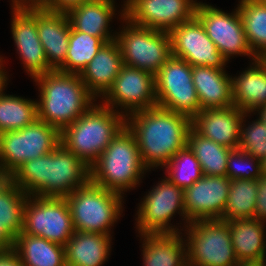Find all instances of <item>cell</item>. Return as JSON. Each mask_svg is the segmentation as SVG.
Masks as SVG:
<instances>
[{
	"instance_id": "d6a6232c",
	"label": "cell",
	"mask_w": 266,
	"mask_h": 266,
	"mask_svg": "<svg viewBox=\"0 0 266 266\" xmlns=\"http://www.w3.org/2000/svg\"><path fill=\"white\" fill-rule=\"evenodd\" d=\"M257 180L233 179L220 220L252 219L256 208Z\"/></svg>"
},
{
	"instance_id": "bcb514c9",
	"label": "cell",
	"mask_w": 266,
	"mask_h": 266,
	"mask_svg": "<svg viewBox=\"0 0 266 266\" xmlns=\"http://www.w3.org/2000/svg\"><path fill=\"white\" fill-rule=\"evenodd\" d=\"M261 173L266 176V157L261 160Z\"/></svg>"
},
{
	"instance_id": "9a60e30c",
	"label": "cell",
	"mask_w": 266,
	"mask_h": 266,
	"mask_svg": "<svg viewBox=\"0 0 266 266\" xmlns=\"http://www.w3.org/2000/svg\"><path fill=\"white\" fill-rule=\"evenodd\" d=\"M125 17L135 25L170 32L195 17L197 6L190 0H126Z\"/></svg>"
},
{
	"instance_id": "5bb4252c",
	"label": "cell",
	"mask_w": 266,
	"mask_h": 266,
	"mask_svg": "<svg viewBox=\"0 0 266 266\" xmlns=\"http://www.w3.org/2000/svg\"><path fill=\"white\" fill-rule=\"evenodd\" d=\"M104 106L117 110L118 106L126 112L125 116L140 110L157 106L155 75L123 65L112 87L102 97ZM116 107V109H114Z\"/></svg>"
},
{
	"instance_id": "e575fe53",
	"label": "cell",
	"mask_w": 266,
	"mask_h": 266,
	"mask_svg": "<svg viewBox=\"0 0 266 266\" xmlns=\"http://www.w3.org/2000/svg\"><path fill=\"white\" fill-rule=\"evenodd\" d=\"M164 167L167 169V179L182 190L187 189L203 176L199 161L187 145L179 150Z\"/></svg>"
},
{
	"instance_id": "d4e9b609",
	"label": "cell",
	"mask_w": 266,
	"mask_h": 266,
	"mask_svg": "<svg viewBox=\"0 0 266 266\" xmlns=\"http://www.w3.org/2000/svg\"><path fill=\"white\" fill-rule=\"evenodd\" d=\"M228 223L234 253L239 263L266 261L264 222L252 218L234 219Z\"/></svg>"
},
{
	"instance_id": "c3c4849f",
	"label": "cell",
	"mask_w": 266,
	"mask_h": 266,
	"mask_svg": "<svg viewBox=\"0 0 266 266\" xmlns=\"http://www.w3.org/2000/svg\"><path fill=\"white\" fill-rule=\"evenodd\" d=\"M12 10H16V9H20V8H23L19 3H18V1L17 0H12Z\"/></svg>"
},
{
	"instance_id": "7bdbcfd3",
	"label": "cell",
	"mask_w": 266,
	"mask_h": 266,
	"mask_svg": "<svg viewBox=\"0 0 266 266\" xmlns=\"http://www.w3.org/2000/svg\"><path fill=\"white\" fill-rule=\"evenodd\" d=\"M259 114V118L265 123L266 125V105L261 106L259 109H257Z\"/></svg>"
},
{
	"instance_id": "ba28073f",
	"label": "cell",
	"mask_w": 266,
	"mask_h": 266,
	"mask_svg": "<svg viewBox=\"0 0 266 266\" xmlns=\"http://www.w3.org/2000/svg\"><path fill=\"white\" fill-rule=\"evenodd\" d=\"M188 266H238L229 223L220 219L192 221L186 226Z\"/></svg>"
},
{
	"instance_id": "8fae6325",
	"label": "cell",
	"mask_w": 266,
	"mask_h": 266,
	"mask_svg": "<svg viewBox=\"0 0 266 266\" xmlns=\"http://www.w3.org/2000/svg\"><path fill=\"white\" fill-rule=\"evenodd\" d=\"M157 106L184 114L190 119L201 110L192 81V66L171 56L155 74Z\"/></svg>"
},
{
	"instance_id": "1f68e13d",
	"label": "cell",
	"mask_w": 266,
	"mask_h": 266,
	"mask_svg": "<svg viewBox=\"0 0 266 266\" xmlns=\"http://www.w3.org/2000/svg\"><path fill=\"white\" fill-rule=\"evenodd\" d=\"M0 92V133L20 130L38 119L37 101Z\"/></svg>"
},
{
	"instance_id": "f1b7e54d",
	"label": "cell",
	"mask_w": 266,
	"mask_h": 266,
	"mask_svg": "<svg viewBox=\"0 0 266 266\" xmlns=\"http://www.w3.org/2000/svg\"><path fill=\"white\" fill-rule=\"evenodd\" d=\"M13 251L23 266H65V247L42 237L21 232Z\"/></svg>"
},
{
	"instance_id": "7402d4cb",
	"label": "cell",
	"mask_w": 266,
	"mask_h": 266,
	"mask_svg": "<svg viewBox=\"0 0 266 266\" xmlns=\"http://www.w3.org/2000/svg\"><path fill=\"white\" fill-rule=\"evenodd\" d=\"M231 78L224 69L192 67V81L201 110L229 108L234 105Z\"/></svg>"
},
{
	"instance_id": "74e56055",
	"label": "cell",
	"mask_w": 266,
	"mask_h": 266,
	"mask_svg": "<svg viewBox=\"0 0 266 266\" xmlns=\"http://www.w3.org/2000/svg\"><path fill=\"white\" fill-rule=\"evenodd\" d=\"M254 218L259 221H266V176L257 179V199Z\"/></svg>"
},
{
	"instance_id": "7c38bea8",
	"label": "cell",
	"mask_w": 266,
	"mask_h": 266,
	"mask_svg": "<svg viewBox=\"0 0 266 266\" xmlns=\"http://www.w3.org/2000/svg\"><path fill=\"white\" fill-rule=\"evenodd\" d=\"M144 197L138 207L137 229L140 234L179 233L177 227L170 226L171 218L178 211L186 219L184 190L171 183L167 177L160 181Z\"/></svg>"
},
{
	"instance_id": "681fc988",
	"label": "cell",
	"mask_w": 266,
	"mask_h": 266,
	"mask_svg": "<svg viewBox=\"0 0 266 266\" xmlns=\"http://www.w3.org/2000/svg\"><path fill=\"white\" fill-rule=\"evenodd\" d=\"M192 1L197 7L200 6V5H206V3H201V2H196V1H193V0H190Z\"/></svg>"
},
{
	"instance_id": "ac0fdd59",
	"label": "cell",
	"mask_w": 266,
	"mask_h": 266,
	"mask_svg": "<svg viewBox=\"0 0 266 266\" xmlns=\"http://www.w3.org/2000/svg\"><path fill=\"white\" fill-rule=\"evenodd\" d=\"M12 36L24 68L32 79L54 71L49 65L37 32V7L12 10Z\"/></svg>"
},
{
	"instance_id": "ab89813d",
	"label": "cell",
	"mask_w": 266,
	"mask_h": 266,
	"mask_svg": "<svg viewBox=\"0 0 266 266\" xmlns=\"http://www.w3.org/2000/svg\"><path fill=\"white\" fill-rule=\"evenodd\" d=\"M0 266H23L17 254L11 250L0 252Z\"/></svg>"
},
{
	"instance_id": "4fadbf2b",
	"label": "cell",
	"mask_w": 266,
	"mask_h": 266,
	"mask_svg": "<svg viewBox=\"0 0 266 266\" xmlns=\"http://www.w3.org/2000/svg\"><path fill=\"white\" fill-rule=\"evenodd\" d=\"M235 10L230 14L208 4L200 5L195 17L227 61L233 55H247L254 61L258 58L248 44L238 7Z\"/></svg>"
},
{
	"instance_id": "2e32d148",
	"label": "cell",
	"mask_w": 266,
	"mask_h": 266,
	"mask_svg": "<svg viewBox=\"0 0 266 266\" xmlns=\"http://www.w3.org/2000/svg\"><path fill=\"white\" fill-rule=\"evenodd\" d=\"M172 55L193 66L224 69L228 62L208 37L202 23L194 17L170 32Z\"/></svg>"
},
{
	"instance_id": "603a6c76",
	"label": "cell",
	"mask_w": 266,
	"mask_h": 266,
	"mask_svg": "<svg viewBox=\"0 0 266 266\" xmlns=\"http://www.w3.org/2000/svg\"><path fill=\"white\" fill-rule=\"evenodd\" d=\"M115 10L114 0H87L66 15L72 29L111 42L116 35L110 34L108 28Z\"/></svg>"
},
{
	"instance_id": "ffe728a7",
	"label": "cell",
	"mask_w": 266,
	"mask_h": 266,
	"mask_svg": "<svg viewBox=\"0 0 266 266\" xmlns=\"http://www.w3.org/2000/svg\"><path fill=\"white\" fill-rule=\"evenodd\" d=\"M71 26L65 12L37 7V32L49 65L57 70L66 60Z\"/></svg>"
},
{
	"instance_id": "d6986e66",
	"label": "cell",
	"mask_w": 266,
	"mask_h": 266,
	"mask_svg": "<svg viewBox=\"0 0 266 266\" xmlns=\"http://www.w3.org/2000/svg\"><path fill=\"white\" fill-rule=\"evenodd\" d=\"M245 115L236 106L200 110L191 119V128L206 139L229 149H238L241 121Z\"/></svg>"
},
{
	"instance_id": "b9f144b4",
	"label": "cell",
	"mask_w": 266,
	"mask_h": 266,
	"mask_svg": "<svg viewBox=\"0 0 266 266\" xmlns=\"http://www.w3.org/2000/svg\"><path fill=\"white\" fill-rule=\"evenodd\" d=\"M3 61H2V58H1V56H0V92L6 87V83H7V75H6V72L5 71H3L4 69H2V68H4L3 67V63H2ZM5 86V87H4Z\"/></svg>"
},
{
	"instance_id": "4dcf8cb0",
	"label": "cell",
	"mask_w": 266,
	"mask_h": 266,
	"mask_svg": "<svg viewBox=\"0 0 266 266\" xmlns=\"http://www.w3.org/2000/svg\"><path fill=\"white\" fill-rule=\"evenodd\" d=\"M238 10L248 44L258 58L266 51V4L262 0H240Z\"/></svg>"
},
{
	"instance_id": "484cf974",
	"label": "cell",
	"mask_w": 266,
	"mask_h": 266,
	"mask_svg": "<svg viewBox=\"0 0 266 266\" xmlns=\"http://www.w3.org/2000/svg\"><path fill=\"white\" fill-rule=\"evenodd\" d=\"M109 235L75 231L65 247V266H101L107 260L111 239Z\"/></svg>"
},
{
	"instance_id": "8d00e7d4",
	"label": "cell",
	"mask_w": 266,
	"mask_h": 266,
	"mask_svg": "<svg viewBox=\"0 0 266 266\" xmlns=\"http://www.w3.org/2000/svg\"><path fill=\"white\" fill-rule=\"evenodd\" d=\"M261 176V161L259 159L239 148L230 151L226 177L230 180H257Z\"/></svg>"
},
{
	"instance_id": "6da1fadb",
	"label": "cell",
	"mask_w": 266,
	"mask_h": 266,
	"mask_svg": "<svg viewBox=\"0 0 266 266\" xmlns=\"http://www.w3.org/2000/svg\"><path fill=\"white\" fill-rule=\"evenodd\" d=\"M10 179L29 196L66 197L90 182V167L60 143L49 154L25 161Z\"/></svg>"
},
{
	"instance_id": "f546056e",
	"label": "cell",
	"mask_w": 266,
	"mask_h": 266,
	"mask_svg": "<svg viewBox=\"0 0 266 266\" xmlns=\"http://www.w3.org/2000/svg\"><path fill=\"white\" fill-rule=\"evenodd\" d=\"M200 163L202 174L226 177L227 162L232 149L206 139L192 128L187 134V144Z\"/></svg>"
},
{
	"instance_id": "52a82bcc",
	"label": "cell",
	"mask_w": 266,
	"mask_h": 266,
	"mask_svg": "<svg viewBox=\"0 0 266 266\" xmlns=\"http://www.w3.org/2000/svg\"><path fill=\"white\" fill-rule=\"evenodd\" d=\"M126 27L115 33L123 65L145 70L155 75L172 56L170 33L135 25L121 12Z\"/></svg>"
},
{
	"instance_id": "d590c367",
	"label": "cell",
	"mask_w": 266,
	"mask_h": 266,
	"mask_svg": "<svg viewBox=\"0 0 266 266\" xmlns=\"http://www.w3.org/2000/svg\"><path fill=\"white\" fill-rule=\"evenodd\" d=\"M246 114L249 113L245 112L241 121L239 149L261 161L266 157V125L259 118L252 121L248 127L243 128L245 127L243 122L245 121L244 117H247Z\"/></svg>"
},
{
	"instance_id": "8992f818",
	"label": "cell",
	"mask_w": 266,
	"mask_h": 266,
	"mask_svg": "<svg viewBox=\"0 0 266 266\" xmlns=\"http://www.w3.org/2000/svg\"><path fill=\"white\" fill-rule=\"evenodd\" d=\"M75 231L110 234L122 212L123 196L91 182L65 197Z\"/></svg>"
},
{
	"instance_id": "ee69618b",
	"label": "cell",
	"mask_w": 266,
	"mask_h": 266,
	"mask_svg": "<svg viewBox=\"0 0 266 266\" xmlns=\"http://www.w3.org/2000/svg\"><path fill=\"white\" fill-rule=\"evenodd\" d=\"M10 179L8 175L0 171V188Z\"/></svg>"
},
{
	"instance_id": "277c9868",
	"label": "cell",
	"mask_w": 266,
	"mask_h": 266,
	"mask_svg": "<svg viewBox=\"0 0 266 266\" xmlns=\"http://www.w3.org/2000/svg\"><path fill=\"white\" fill-rule=\"evenodd\" d=\"M125 125L123 111L95 103L60 132V143L90 167Z\"/></svg>"
},
{
	"instance_id": "5b68a950",
	"label": "cell",
	"mask_w": 266,
	"mask_h": 266,
	"mask_svg": "<svg viewBox=\"0 0 266 266\" xmlns=\"http://www.w3.org/2000/svg\"><path fill=\"white\" fill-rule=\"evenodd\" d=\"M146 170L135 136L125 125L90 166V182L122 195L139 184Z\"/></svg>"
},
{
	"instance_id": "30bf717a",
	"label": "cell",
	"mask_w": 266,
	"mask_h": 266,
	"mask_svg": "<svg viewBox=\"0 0 266 266\" xmlns=\"http://www.w3.org/2000/svg\"><path fill=\"white\" fill-rule=\"evenodd\" d=\"M75 232L65 197L28 196L22 233L65 246Z\"/></svg>"
},
{
	"instance_id": "cb8c5ba5",
	"label": "cell",
	"mask_w": 266,
	"mask_h": 266,
	"mask_svg": "<svg viewBox=\"0 0 266 266\" xmlns=\"http://www.w3.org/2000/svg\"><path fill=\"white\" fill-rule=\"evenodd\" d=\"M28 196L11 179L0 188V252L13 250L15 238L23 230Z\"/></svg>"
},
{
	"instance_id": "60d3db41",
	"label": "cell",
	"mask_w": 266,
	"mask_h": 266,
	"mask_svg": "<svg viewBox=\"0 0 266 266\" xmlns=\"http://www.w3.org/2000/svg\"><path fill=\"white\" fill-rule=\"evenodd\" d=\"M17 1L22 7H41L47 0H17Z\"/></svg>"
},
{
	"instance_id": "44dd1931",
	"label": "cell",
	"mask_w": 266,
	"mask_h": 266,
	"mask_svg": "<svg viewBox=\"0 0 266 266\" xmlns=\"http://www.w3.org/2000/svg\"><path fill=\"white\" fill-rule=\"evenodd\" d=\"M122 66L119 44L113 40L101 47L79 76L94 97H103L112 87Z\"/></svg>"
},
{
	"instance_id": "4316f807",
	"label": "cell",
	"mask_w": 266,
	"mask_h": 266,
	"mask_svg": "<svg viewBox=\"0 0 266 266\" xmlns=\"http://www.w3.org/2000/svg\"><path fill=\"white\" fill-rule=\"evenodd\" d=\"M179 233L140 234L144 266H188L186 243Z\"/></svg>"
},
{
	"instance_id": "836d02e7",
	"label": "cell",
	"mask_w": 266,
	"mask_h": 266,
	"mask_svg": "<svg viewBox=\"0 0 266 266\" xmlns=\"http://www.w3.org/2000/svg\"><path fill=\"white\" fill-rule=\"evenodd\" d=\"M105 43L107 42L98 37L71 28L66 60L57 70L80 74Z\"/></svg>"
},
{
	"instance_id": "e0dca14e",
	"label": "cell",
	"mask_w": 266,
	"mask_h": 266,
	"mask_svg": "<svg viewBox=\"0 0 266 266\" xmlns=\"http://www.w3.org/2000/svg\"><path fill=\"white\" fill-rule=\"evenodd\" d=\"M231 180L223 176H206L184 190L187 221L221 219Z\"/></svg>"
},
{
	"instance_id": "9c48e42d",
	"label": "cell",
	"mask_w": 266,
	"mask_h": 266,
	"mask_svg": "<svg viewBox=\"0 0 266 266\" xmlns=\"http://www.w3.org/2000/svg\"><path fill=\"white\" fill-rule=\"evenodd\" d=\"M60 144V131L36 120L20 130L0 133V171L9 177L28 160L49 154Z\"/></svg>"
},
{
	"instance_id": "f35d334b",
	"label": "cell",
	"mask_w": 266,
	"mask_h": 266,
	"mask_svg": "<svg viewBox=\"0 0 266 266\" xmlns=\"http://www.w3.org/2000/svg\"><path fill=\"white\" fill-rule=\"evenodd\" d=\"M87 0H47L41 8L52 12H67Z\"/></svg>"
},
{
	"instance_id": "7a4b0ae2",
	"label": "cell",
	"mask_w": 266,
	"mask_h": 266,
	"mask_svg": "<svg viewBox=\"0 0 266 266\" xmlns=\"http://www.w3.org/2000/svg\"><path fill=\"white\" fill-rule=\"evenodd\" d=\"M126 117V126L134 134L142 162L149 170L163 168L187 144L191 119L184 114L155 106Z\"/></svg>"
},
{
	"instance_id": "3957f363",
	"label": "cell",
	"mask_w": 266,
	"mask_h": 266,
	"mask_svg": "<svg viewBox=\"0 0 266 266\" xmlns=\"http://www.w3.org/2000/svg\"><path fill=\"white\" fill-rule=\"evenodd\" d=\"M34 81L40 89L38 120L56 127L60 132L75 122L96 100L79 74L54 70L34 77Z\"/></svg>"
},
{
	"instance_id": "7dc6e473",
	"label": "cell",
	"mask_w": 266,
	"mask_h": 266,
	"mask_svg": "<svg viewBox=\"0 0 266 266\" xmlns=\"http://www.w3.org/2000/svg\"><path fill=\"white\" fill-rule=\"evenodd\" d=\"M258 60L266 67V51L258 57Z\"/></svg>"
},
{
	"instance_id": "83f0119b",
	"label": "cell",
	"mask_w": 266,
	"mask_h": 266,
	"mask_svg": "<svg viewBox=\"0 0 266 266\" xmlns=\"http://www.w3.org/2000/svg\"><path fill=\"white\" fill-rule=\"evenodd\" d=\"M253 62L240 76L231 78L234 106L248 113L266 105V67L258 59Z\"/></svg>"
},
{
	"instance_id": "f6af8a7d",
	"label": "cell",
	"mask_w": 266,
	"mask_h": 266,
	"mask_svg": "<svg viewBox=\"0 0 266 266\" xmlns=\"http://www.w3.org/2000/svg\"><path fill=\"white\" fill-rule=\"evenodd\" d=\"M238 266H266V261L259 263H240Z\"/></svg>"
}]
</instances>
